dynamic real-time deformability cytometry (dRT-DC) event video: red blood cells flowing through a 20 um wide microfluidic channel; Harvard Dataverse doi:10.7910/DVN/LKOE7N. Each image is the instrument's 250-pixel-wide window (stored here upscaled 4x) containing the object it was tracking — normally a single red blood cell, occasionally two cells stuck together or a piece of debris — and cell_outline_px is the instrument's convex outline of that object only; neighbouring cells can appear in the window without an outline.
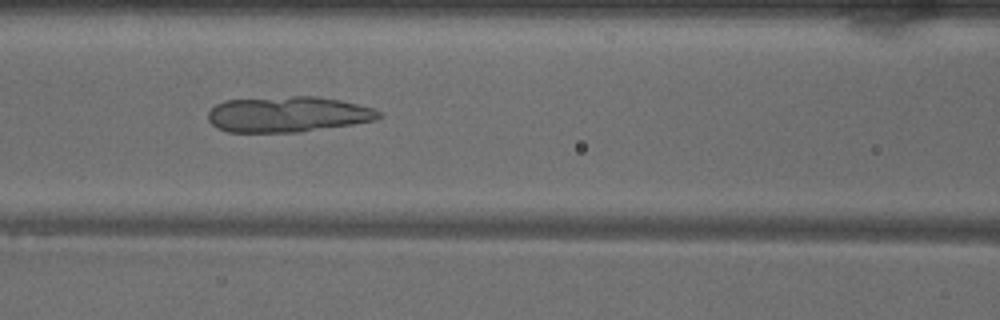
{"species": "common noctule bat (a hibernating species)", "species_latin": "Nyctalus noctula", "temperature_condition": "warm", "stored_images_in_passage": 49, "camera_frame_rate_fps": 3000, "um_per_image_px": 0.085, "animal": {"sex": "male", "body_mass_g": 18.8}, "frame": {"image": 1, "passage_image": 20, "time_ms": 6.333, "image_size_px": [1000, 320], "cell_outline_px": [[384, 116], [376, 120], [352, 124], [300, 132], [228, 132], [216, 128], [208, 120], [208, 112], [216, 104], [224, 100], [292, 96], [316, 96], [340, 100], [372, 108], [380, 112]], "centroid_in_image_um": [24.45, 9.72], "position_along_channel_um": 142.2, "area_um2": 35.55}}
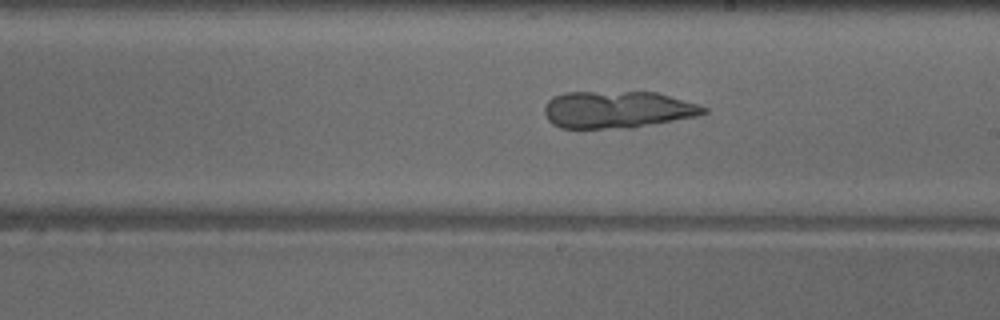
{"frame": {"image": 2, "passage_image": 27, "time_ms": 8.667, "image_size_px": [1000, 320], "cell_outline_px": [[708, 112], [696, 116], [636, 128], [560, 128], [552, 124], [548, 120], [544, 112], [544, 108], [548, 100], [552, 96], [564, 92], [656, 92], [696, 104], [708, 108]], "centroid_in_image_um": [52.45, 9.32], "position_along_channel_um": 236.6, "area_um2": 34.56}}
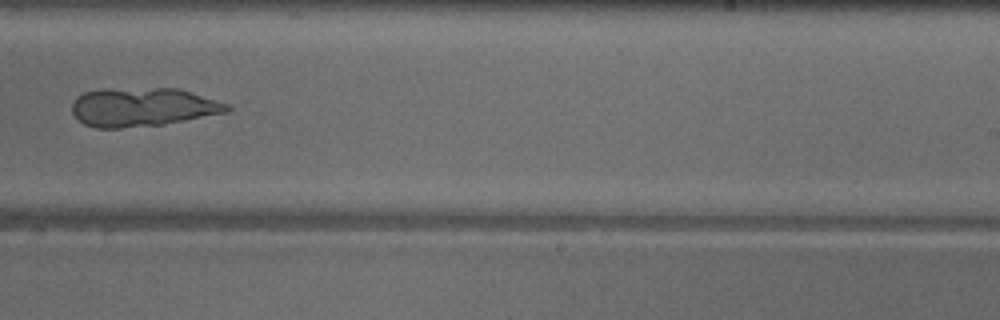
{"frame": {"image": 3, "passage_image": 30, "time_ms": 9.667, "image_size_px": [1000, 320], "cell_outline_px": [[232, 108], [228, 112], [164, 124], [120, 128], [96, 128], [84, 124], [72, 112], [72, 104], [76, 96], [84, 92], [100, 88], [176, 88], [228, 104]], "centroid_in_image_um": [12.08, 9.09], "position_along_channel_um": 276.9, "area_um2": 34.97}}